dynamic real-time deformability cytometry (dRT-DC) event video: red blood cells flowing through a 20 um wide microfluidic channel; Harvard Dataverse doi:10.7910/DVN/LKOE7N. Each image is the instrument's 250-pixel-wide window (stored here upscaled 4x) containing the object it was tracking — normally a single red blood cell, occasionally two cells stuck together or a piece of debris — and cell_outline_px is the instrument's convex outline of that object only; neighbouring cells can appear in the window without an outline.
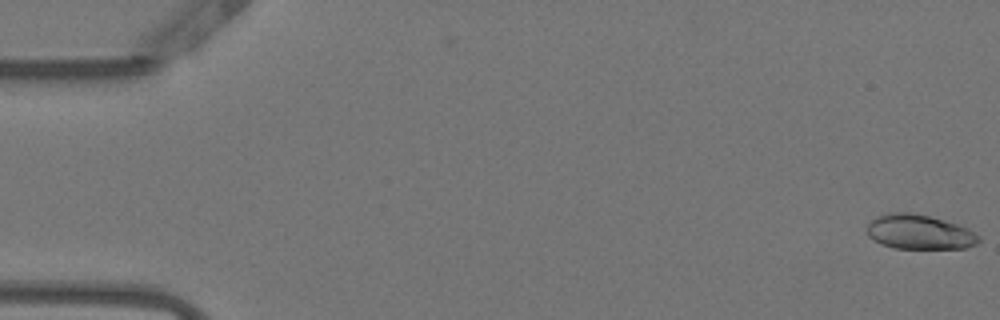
{"species": "Egyptian fruit bat (a non-hibernating species)", "species_latin": "Rousettus aegyptiacus", "temperature_condition": "warm", "stored_images_in_passage": 8, "camera_frame_rate_fps": 3000, "um_per_image_px": 0.085, "animal": {"sex": "female"}, "frame": {"image": 1, "passage_image": 1, "time_ms": 0.0, "image_size_px": [1000, 320], "cell_outline_px": [[980, 240], [976, 244], [964, 248], [892, 248], [880, 244], [868, 236], [868, 224], [876, 216], [888, 212], [912, 212], [944, 220], [968, 228], [980, 236]], "centroid_in_image_um": [78.13, 19.71], "position_along_channel_um": 6.9, "area_um2": 22.54}}